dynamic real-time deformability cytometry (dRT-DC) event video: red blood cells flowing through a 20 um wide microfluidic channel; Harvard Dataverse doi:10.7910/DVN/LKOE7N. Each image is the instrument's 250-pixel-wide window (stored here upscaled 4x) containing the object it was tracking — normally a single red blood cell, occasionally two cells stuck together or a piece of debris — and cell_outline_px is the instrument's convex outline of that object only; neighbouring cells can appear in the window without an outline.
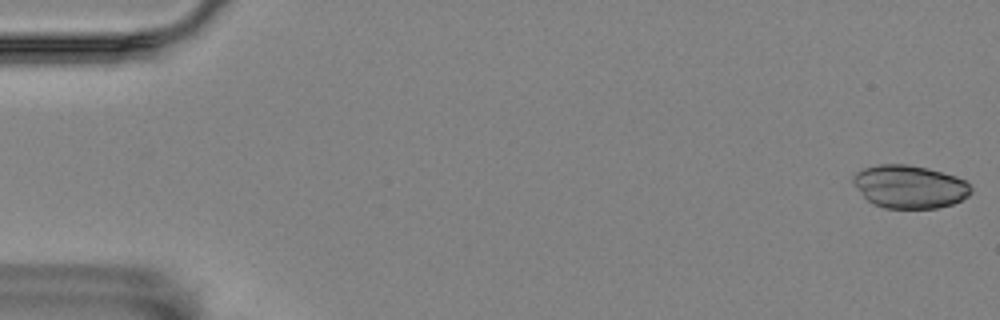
{"species": "Egyptian fruit bat (a non-hibernating species)", "species_latin": "Rousettus aegyptiacus", "temperature_condition": "room temperature", "stored_images_in_passage": 17, "camera_frame_rate_fps": 3000, "um_per_image_px": 0.085, "animal": {"sex": "female"}, "frame": {"image": 1, "passage_image": 1, "time_ms": 0.0, "image_size_px": [1000, 320], "cell_outline_px": [[972, 192], [968, 196], [952, 204], [936, 208], [884, 208], [868, 200], [856, 188], [852, 180], [852, 176], [856, 172], [864, 168], [880, 164], [908, 164], [928, 168], [956, 176], [964, 180], [972, 188]], "centroid_in_image_um": [77.31, 15.86], "position_along_channel_um": 7.7, "area_um2": 29.48}}
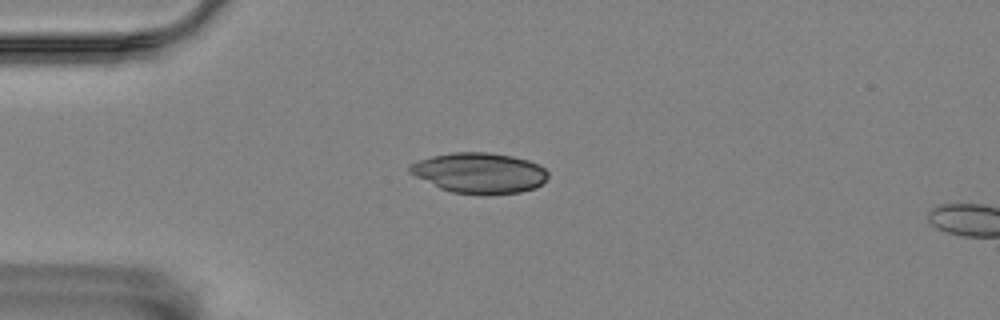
{"frame": {"image": 2, "passage_image": 14, "time_ms": 4.333, "image_size_px": [1000, 320], "cell_outline_px": [[548, 176], [536, 188], [520, 192], [452, 192], [440, 188], [408, 172], [408, 164], [432, 156], [452, 152], [488, 152], [512, 156], [528, 160], [544, 168], [548, 172]], "centroid_in_image_um": [40.73, 14.66], "position_along_channel_um": 44.3, "area_um2": 31.79}}